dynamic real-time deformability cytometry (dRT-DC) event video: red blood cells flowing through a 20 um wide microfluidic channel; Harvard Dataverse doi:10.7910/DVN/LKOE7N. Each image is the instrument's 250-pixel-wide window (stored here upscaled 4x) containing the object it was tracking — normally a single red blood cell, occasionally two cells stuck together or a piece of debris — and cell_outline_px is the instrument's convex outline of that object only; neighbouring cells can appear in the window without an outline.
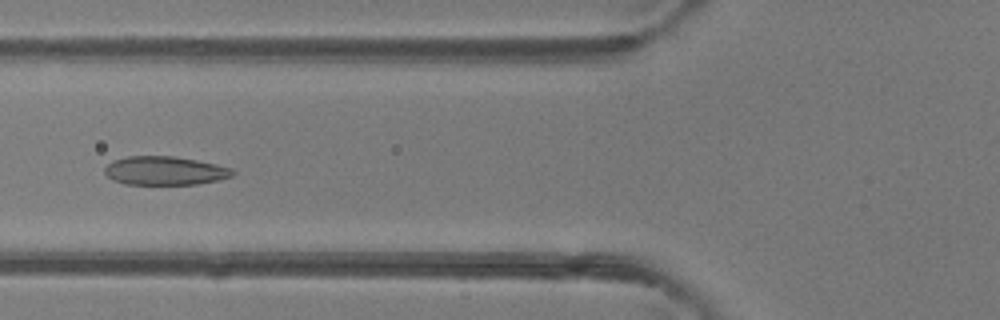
{"species": "common noctule bat (a hibernating species)", "species_latin": "Nyctalus noctula", "temperature_condition": "room temperature", "stored_images_in_passage": 3, "camera_frame_rate_fps": 3000, "um_per_image_px": 0.085, "animal": {"sex": "female"}, "frame": {"image": 1, "passage_image": 3, "time_ms": 0.667, "image_size_px": [1000, 320], "cell_outline_px": [[236, 172], [232, 176], [220, 180], [196, 184], [124, 184], [112, 180], [104, 172], [104, 168], [112, 160], [128, 156], [172, 156], [196, 160], [216, 164], [232, 168]], "centroid_in_image_um": [14.01, 14.51], "position_along_channel_um": 111.8, "area_um2": 21.44}}